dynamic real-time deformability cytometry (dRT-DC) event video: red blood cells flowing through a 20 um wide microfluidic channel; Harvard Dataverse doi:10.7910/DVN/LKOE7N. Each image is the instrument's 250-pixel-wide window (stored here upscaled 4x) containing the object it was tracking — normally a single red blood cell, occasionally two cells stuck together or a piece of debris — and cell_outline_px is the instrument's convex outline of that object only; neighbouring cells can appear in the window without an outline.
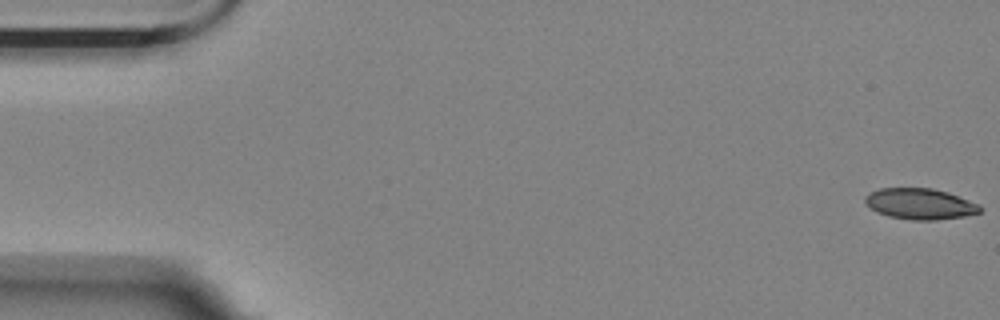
{"species": "Egyptian fruit bat (a non-hibernating species)", "species_latin": "Rousettus aegyptiacus", "temperature_condition": "room temperature", "stored_images_in_passage": 17, "camera_frame_rate_fps": 3000, "um_per_image_px": 0.085, "animal": {"sex": "female"}, "frame": {"image": 1, "passage_image": 1, "time_ms": 0.0, "image_size_px": [1000, 320], "cell_outline_px": [[980, 212], [964, 216], [936, 220], [912, 220], [888, 216], [876, 212], [864, 204], [864, 196], [880, 188], [932, 188], [948, 192], [980, 204]], "centroid_in_image_um": [78.17, 17.33], "position_along_channel_um": 6.8, "area_um2": 20.81}}
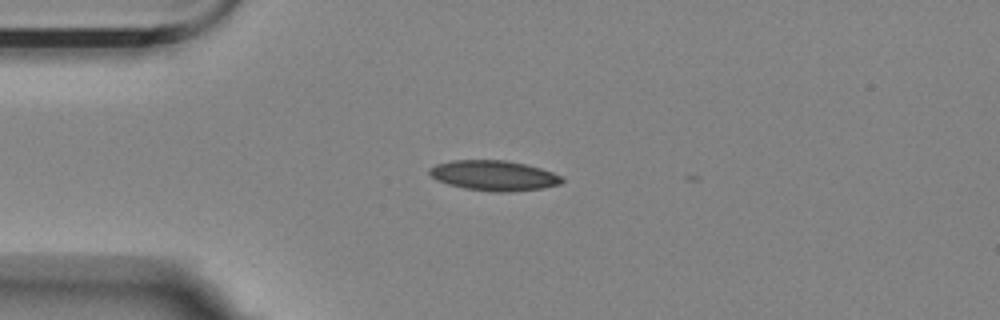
{"frame": {"image": 2, "passage_image": 14, "time_ms": 4.333, "image_size_px": [1000, 320], "cell_outline_px": [[564, 180], [560, 184], [544, 188], [508, 192], [492, 192], [464, 188], [448, 184], [436, 180], [428, 172], [428, 168], [436, 164], [452, 160], [504, 160], [524, 164], [540, 168], [552, 172], [560, 176]], "centroid_in_image_um": [41.95, 14.92], "position_along_channel_um": 43.0, "area_um2": 23.29}}